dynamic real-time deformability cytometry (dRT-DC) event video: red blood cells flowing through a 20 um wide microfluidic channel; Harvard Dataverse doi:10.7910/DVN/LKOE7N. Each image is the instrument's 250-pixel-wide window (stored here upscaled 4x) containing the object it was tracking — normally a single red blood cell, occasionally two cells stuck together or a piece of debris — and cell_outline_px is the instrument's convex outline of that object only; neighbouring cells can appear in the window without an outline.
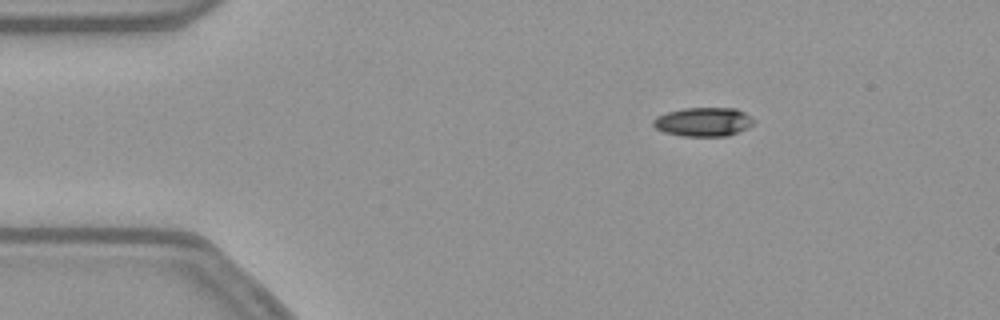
{"species": "common noctule bat (a hibernating species)", "species_latin": "Nyctalus noctula", "temperature_condition": "warm", "stored_images_in_passage": 46, "camera_frame_rate_fps": 3000, "um_per_image_px": 0.085, "animal": {"sex": "female", "body_mass_g": 21.9}, "frame": {"image": 1, "passage_image": 1, "time_ms": 0.0, "image_size_px": [1000, 320], "cell_outline_px": [[756, 120], [748, 128], [728, 136], [684, 136], [664, 132], [656, 128], [652, 124], [652, 120], [656, 116], [668, 112], [684, 108], [736, 108], [744, 112]], "centroid_in_image_um": [59.8, 10.36], "position_along_channel_um": 25.2, "area_um2": 16.99}}
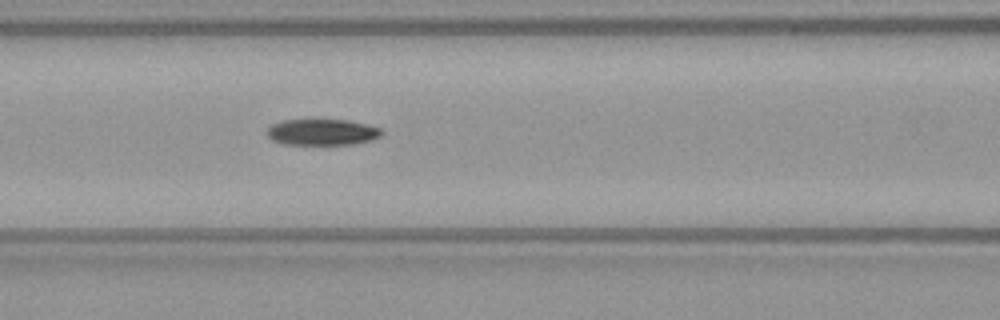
{"frame": {"image": 2, "passage_image": 15, "time_ms": 4.667, "image_size_px": [1000, 320], "cell_outline_px": [[384, 132], [380, 136], [368, 140], [352, 144], [284, 144], [272, 140], [264, 132], [272, 124], [284, 120], [348, 120], [380, 128]], "centroid_in_image_um": [27.33, 11.23], "position_along_channel_um": 139.3, "area_um2": 17.28}}
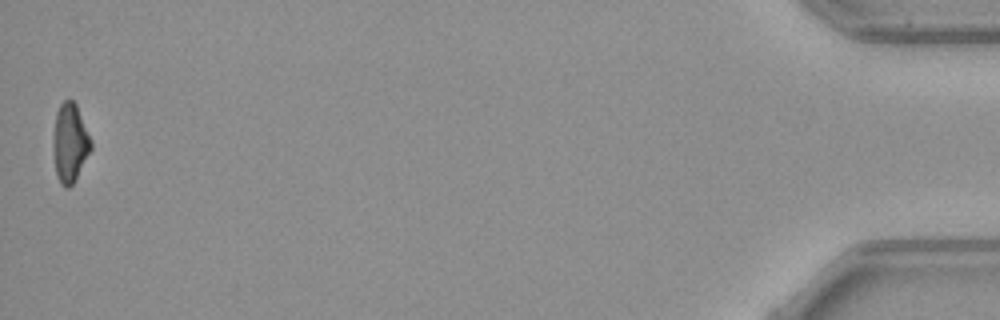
{"frame": {"image": 3, "passage_image": 46, "time_ms": 15.0, "image_size_px": [1000, 320], "cell_outline_px": [[92, 148], [72, 184], [68, 188], [64, 188], [60, 184], [56, 176], [52, 144], [56, 112], [60, 104], [64, 100], [72, 100], [76, 104], [92, 140]], "centroid_in_image_um": [5.93, 12.15], "position_along_channel_um": 429.3, "area_um2": 17.4}, "authors_computed_cell_mechanics": {"area_um2": 18.0047, "velocity_mm_per_s": 3.8161, "shape_relaxation_time_tau1_ms": 8.0437, "shape_relaxation_time_tau2_ms": null, "deformation_change_tau1": 0.1801, "deformation_change_tau2": null}}